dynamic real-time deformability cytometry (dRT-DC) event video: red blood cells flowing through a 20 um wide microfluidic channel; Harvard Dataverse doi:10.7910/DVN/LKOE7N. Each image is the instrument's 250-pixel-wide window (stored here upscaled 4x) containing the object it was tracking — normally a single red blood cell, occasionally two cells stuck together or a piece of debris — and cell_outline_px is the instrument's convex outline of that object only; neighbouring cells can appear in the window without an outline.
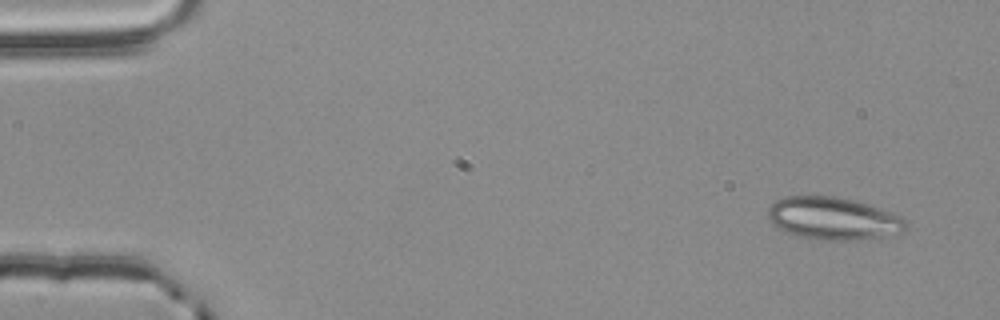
{"species": "common noctule bat (a hibernating species)", "species_latin": "Nyctalus noctula", "temperature_condition": "room temperature", "stored_images_in_passage": 54, "camera_frame_rate_fps": 3000, "um_per_image_px": 0.085, "animal": {"sex": "male", "body_mass_g": 20.4}, "frame": {"image": 1, "passage_image": 3, "time_ms": 0.667, "image_size_px": [1000, 320], "cell_outline_px": [[908, 228], [904, 232], [856, 240], [820, 240], [800, 236], [788, 232], [772, 224], [768, 220], [768, 208], [776, 200], [788, 196], [836, 196], [852, 200], [904, 216], [908, 220]], "centroid_in_image_um": [70.86, 18.57], "position_along_channel_um": 14.1, "area_um2": 34.1}}
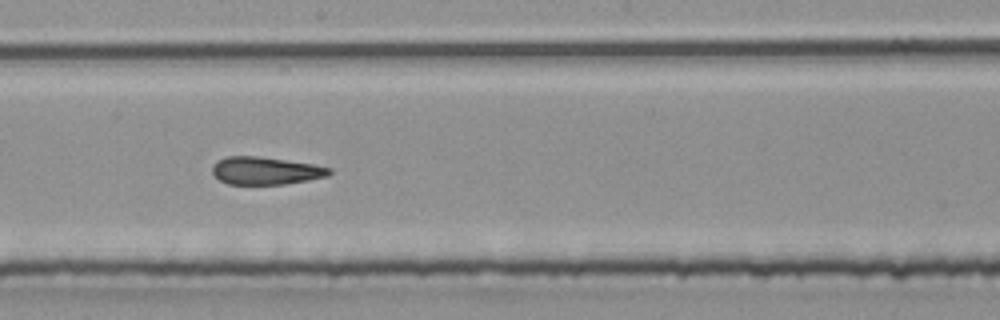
{"frame": {"image": 2, "passage_image": 30, "time_ms": 9.667, "image_size_px": [1000, 320], "cell_outline_px": [[332, 172], [328, 176], [308, 180], [284, 184], [228, 184], [220, 180], [212, 172], [212, 168], [216, 160], [228, 156], [256, 156], [312, 164], [332, 168]], "centroid_in_image_um": [22.57, 14.51], "position_along_channel_um": 225.6, "area_um2": 18.73}}
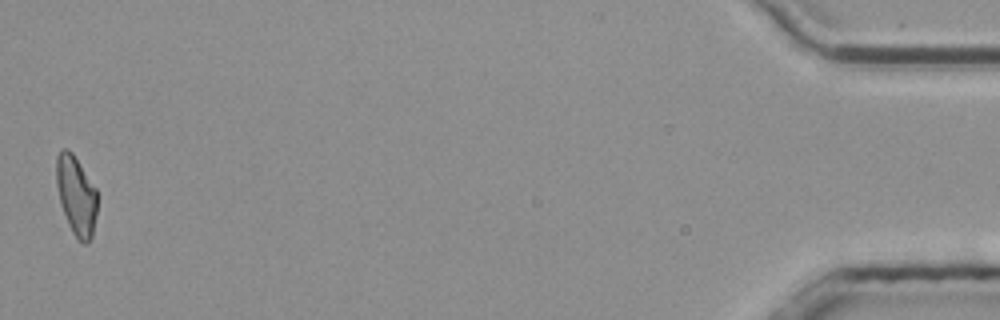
{"frame": {"image": 3, "passage_image": 54, "time_ms": 17.667, "image_size_px": [1000, 320], "cell_outline_px": [[96, 216], [92, 236], [88, 244], [84, 244], [72, 232], [68, 224], [60, 200], [56, 184], [56, 156], [60, 148], [68, 148], [72, 152], [96, 188]], "centroid_in_image_um": [6.47, 16.58], "position_along_channel_um": 428.7, "area_um2": 18.79}, "authors_computed_cell_mechanics": {"area_um2": 19.5942, "velocity_mm_per_s": 3.7894, "shape_relaxation_time_tau1_ms": null, "shape_relaxation_time_tau2_ms": 3.2702, "deformation_change_tau1": null, "deformation_change_tau2": 0.1282}}